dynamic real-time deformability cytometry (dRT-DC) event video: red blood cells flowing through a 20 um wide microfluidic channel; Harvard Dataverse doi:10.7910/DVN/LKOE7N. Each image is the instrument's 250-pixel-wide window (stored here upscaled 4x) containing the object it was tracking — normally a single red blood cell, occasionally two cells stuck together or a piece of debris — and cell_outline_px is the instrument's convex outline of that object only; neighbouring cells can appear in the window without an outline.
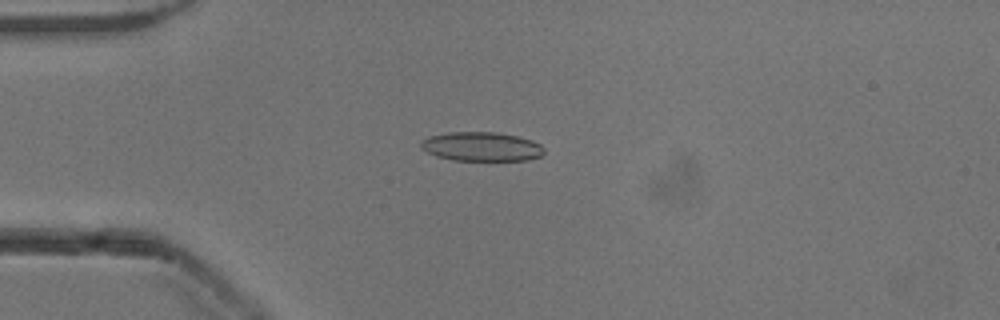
{"species": "common noctule bat (a hibernating species)", "species_latin": "Nyctalus noctula", "temperature_condition": "cold", "stored_images_in_passage": 52, "camera_frame_rate_fps": 3000, "um_per_image_px": 0.085, "animal": {"sex": "male", "body_mass_g": 13.3}, "frame": {"image": 1, "passage_image": 13, "time_ms": 4.0, "image_size_px": [1000, 320], "cell_outline_px": [[544, 152], [540, 156], [528, 160], [452, 160], [436, 156], [420, 148], [420, 140], [428, 136], [448, 132], [496, 132], [516, 136], [532, 140], [540, 144], [544, 148]], "centroid_in_image_um": [40.89, 12.45], "position_along_channel_um": 44.1, "area_um2": 20.98}}
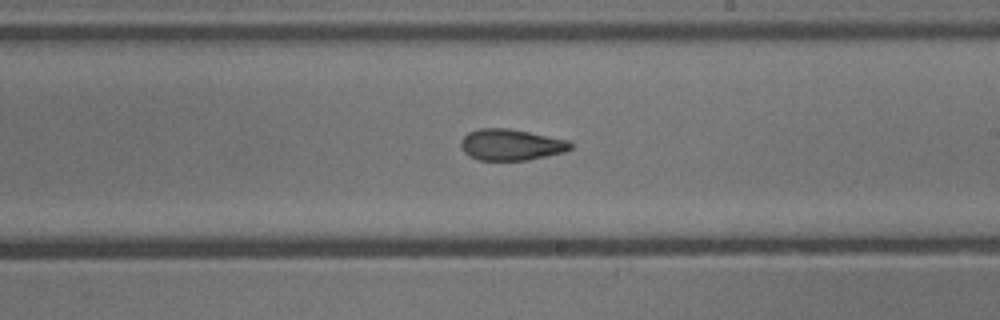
{"frame": {"image": 2, "passage_image": 30, "time_ms": 9.667, "image_size_px": [1000, 320], "cell_outline_px": [[572, 148], [564, 152], [528, 160], [480, 160], [464, 152], [460, 144], [460, 140], [468, 132], [480, 128], [508, 128], [568, 140], [572, 144]], "centroid_in_image_um": [43.43, 12.3], "position_along_channel_um": 245.6, "area_um2": 19.83}}
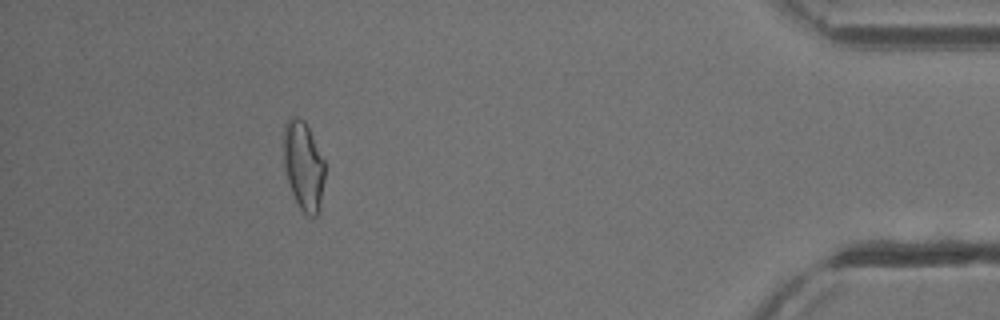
{"frame": {"image": 3, "passage_image": 47, "time_ms": 15.333, "image_size_px": [1000, 320], "cell_outline_px": [[324, 180], [320, 208], [316, 216], [308, 216], [300, 208], [292, 192], [284, 168], [284, 124], [288, 116], [296, 116], [304, 120], [324, 160]], "centroid_in_image_um": [25.79, 14.07], "position_along_channel_um": 409.4, "area_um2": 21.21}, "authors_computed_cell_mechanics": {"area_um2": 20.3745, "velocity_mm_per_s": 3.9147, "shape_relaxation_time_tau1_ms": null, "shape_relaxation_time_tau2_ms": 3.2813, "deformation_change_tau1": null, "deformation_change_tau2": 0.0921}}